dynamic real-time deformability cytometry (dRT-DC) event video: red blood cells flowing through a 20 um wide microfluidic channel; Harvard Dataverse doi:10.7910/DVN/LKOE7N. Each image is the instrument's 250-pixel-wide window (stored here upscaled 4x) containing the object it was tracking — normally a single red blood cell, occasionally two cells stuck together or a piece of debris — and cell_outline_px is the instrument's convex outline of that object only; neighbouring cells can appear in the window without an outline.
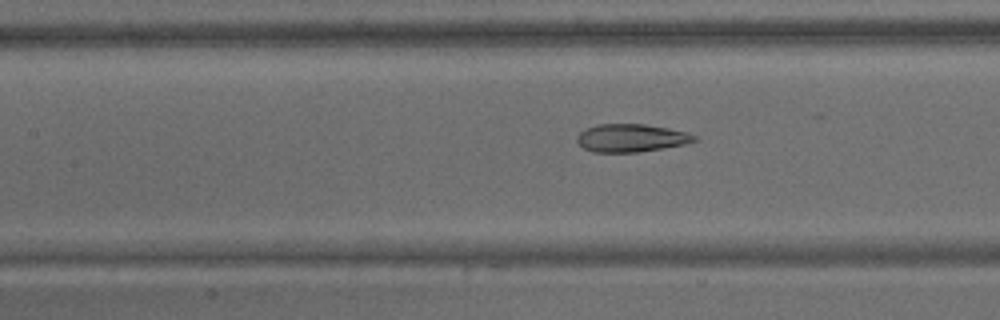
{"species": "common noctule bat (a hibernating species)", "species_latin": "Nyctalus noctula", "temperature_condition": "warm", "stored_images_in_passage": 64, "camera_frame_rate_fps": 3000, "um_per_image_px": 0.085, "animal": {"sex": "male", "body_mass_g": 15.6}, "frame": {"image": 1, "passage_image": 28, "time_ms": 9.0, "image_size_px": [1000, 320], "cell_outline_px": [[696, 140], [688, 144], [664, 148], [636, 152], [592, 152], [584, 148], [576, 140], [576, 136], [580, 132], [596, 124], [644, 124], [668, 128], [688, 132], [696, 136]], "centroid_in_image_um": [53.66, 11.73], "position_along_channel_um": 153.7, "area_um2": 19.13}}
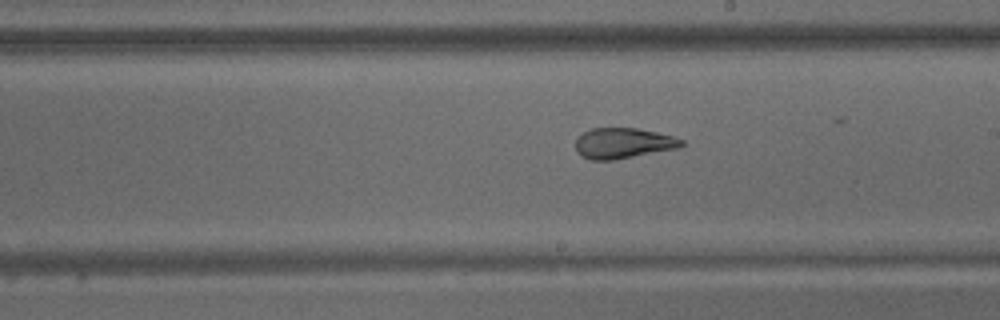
{"frame": {"image": 2, "passage_image": 36, "time_ms": 11.667, "image_size_px": [1000, 320], "cell_outline_px": [[684, 144], [676, 148], [612, 160], [592, 160], [580, 156], [576, 152], [576, 140], [584, 132], [592, 128], [636, 128], [656, 132], [672, 136], [684, 140]], "centroid_in_image_um": [52.93, 12.17], "position_along_channel_um": 236.1, "area_um2": 18.61}}
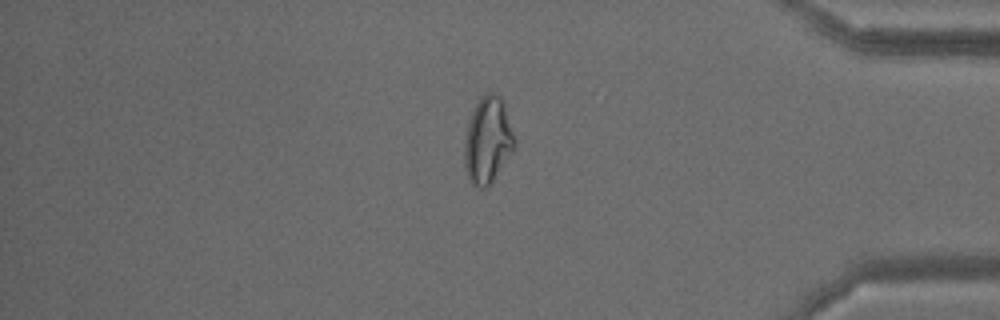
{"frame": {"image": 3, "passage_image": 54, "time_ms": 17.667, "image_size_px": [1000, 320], "cell_outline_px": [[516, 144], [512, 152], [488, 188], [480, 188], [472, 184], [464, 168], [464, 140], [468, 124], [472, 112], [480, 96], [488, 92], [492, 92], [500, 96], [504, 100], [516, 140]], "centroid_in_image_um": [41.47, 11.91], "position_along_channel_um": 393.7, "area_um2": 25.55}, "authors_computed_cell_mechanics": {"area_um2": 23.7269, "velocity_mm_per_s": 3.0996, "shape_relaxation_time_tau1_ms": null, "shape_relaxation_time_tau2_ms": 1.6599, "deformation_change_tau1": null, "deformation_change_tau2": 0.0616}}